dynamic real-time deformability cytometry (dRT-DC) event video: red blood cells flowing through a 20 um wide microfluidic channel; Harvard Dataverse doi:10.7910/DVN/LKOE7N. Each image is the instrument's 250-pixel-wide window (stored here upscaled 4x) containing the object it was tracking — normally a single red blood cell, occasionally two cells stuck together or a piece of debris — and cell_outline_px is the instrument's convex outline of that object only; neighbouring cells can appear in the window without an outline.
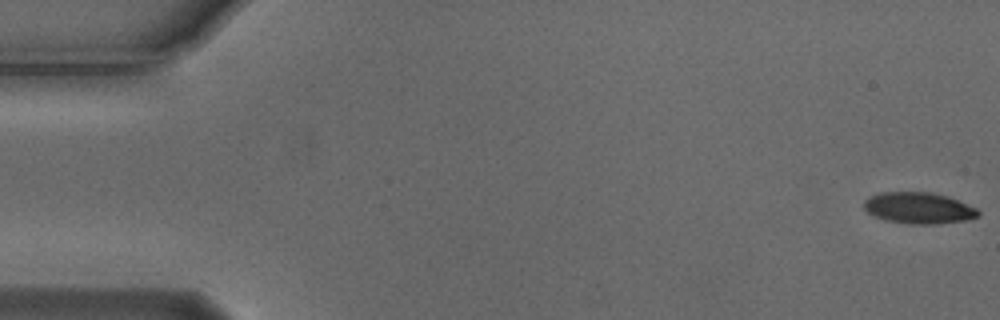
{"species": "Egyptian fruit bat (a non-hibernating species)", "species_latin": "Rousettus aegyptiacus", "temperature_condition": "cold", "stored_images_in_passage": 55, "camera_frame_rate_fps": 3000, "um_per_image_px": 0.085, "animal": {"sex": "male"}, "frame": {"image": 1, "passage_image": 1, "time_ms": 0.0, "image_size_px": [1000, 320], "cell_outline_px": [[980, 216], [968, 220], [936, 224], [912, 224], [888, 220], [876, 216], [868, 212], [864, 208], [864, 200], [868, 196], [880, 192], [932, 192], [948, 196], [976, 208], [980, 212]], "centroid_in_image_um": [78.11, 17.67], "position_along_channel_um": 6.9, "area_um2": 20.87}}
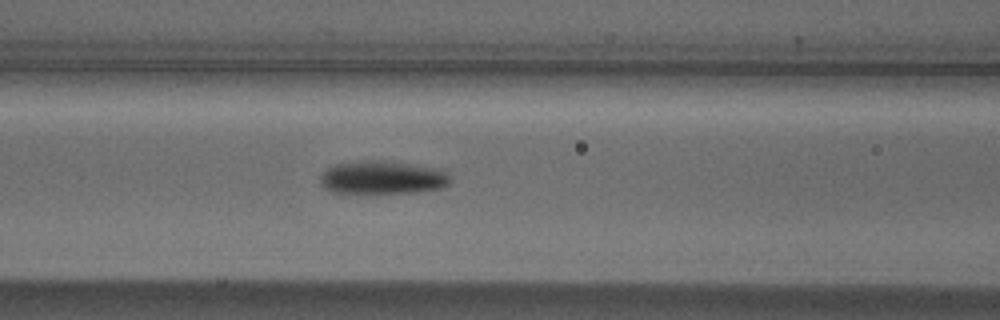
{"frame": {"image": 2, "passage_image": 23, "time_ms": 7.333, "image_size_px": [1000, 320], "cell_outline_px": [[452, 180], [448, 184], [440, 188], [412, 192], [332, 192], [320, 184], [320, 176], [328, 168], [336, 164], [364, 160], [384, 160], [416, 164], [444, 168], [448, 172]], "centroid_in_image_um": [32.58, 15.05], "position_along_channel_um": 134.0, "area_um2": 25.26}}
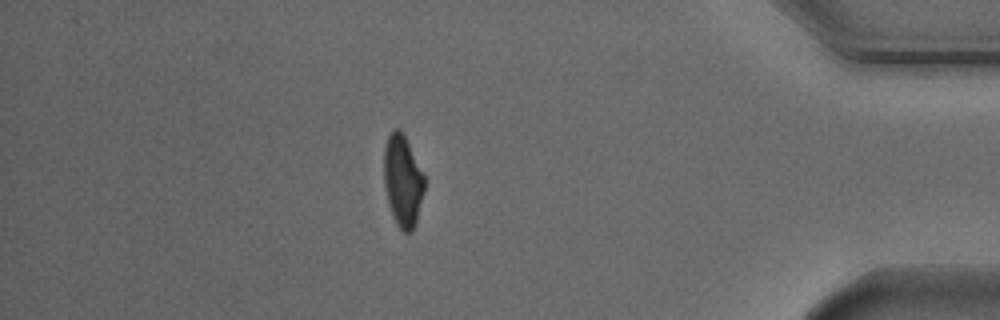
{"frame": {"image": 3, "passage_image": 48, "time_ms": 15.667, "image_size_px": [1000, 320], "cell_outline_px": [[424, 192], [416, 220], [412, 232], [404, 232], [396, 224], [392, 216], [388, 204], [384, 184], [384, 148], [388, 136], [396, 128], [400, 128], [424, 176]], "centroid_in_image_um": [34.21, 15.4], "position_along_channel_um": 401.0, "area_um2": 21.27}, "authors_computed_cell_mechanics": {"area_um2": 22.542, "velocity_mm_per_s": 3.7223, "shape_relaxation_time_tau1_ms": 3.2288, "shape_relaxation_time_tau2_ms": 4.4588, "deformation_change_tau1": 0.1398, "deformation_change_tau2": 0.1057}}